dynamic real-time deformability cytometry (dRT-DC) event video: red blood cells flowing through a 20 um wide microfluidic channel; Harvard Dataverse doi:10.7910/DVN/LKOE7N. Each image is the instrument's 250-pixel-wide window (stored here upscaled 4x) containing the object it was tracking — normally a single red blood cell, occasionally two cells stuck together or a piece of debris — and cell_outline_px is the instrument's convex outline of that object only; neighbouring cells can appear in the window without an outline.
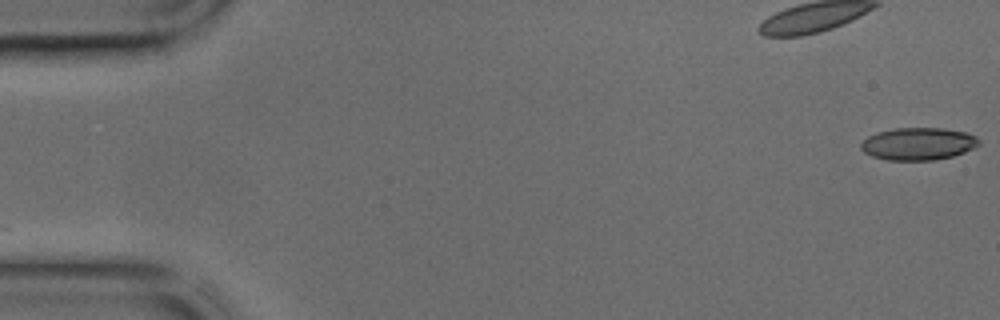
{"species": "common noctule bat (a hibernating species)", "species_latin": "Nyctalus noctula", "temperature_condition": "cold", "stored_images_in_passage": 9, "camera_frame_rate_fps": 3000, "um_per_image_px": 0.085, "animal": {"sex": "male", "body_mass_g": 17.9, "forearm_length_mm": 54.2}, "frame": {"image": 1, "passage_image": 1, "time_ms": 0.0, "image_size_px": [1000, 320], "cell_outline_px": [[980, 144], [964, 152], [952, 156], [936, 160], [888, 160], [872, 156], [864, 152], [860, 148], [860, 144], [868, 136], [876, 132], [896, 128], [940, 128], [968, 132], [976, 136], [980, 140]], "centroid_in_image_um": [78.05, 12.22], "position_along_channel_um": 6.9, "area_um2": 22.37}}